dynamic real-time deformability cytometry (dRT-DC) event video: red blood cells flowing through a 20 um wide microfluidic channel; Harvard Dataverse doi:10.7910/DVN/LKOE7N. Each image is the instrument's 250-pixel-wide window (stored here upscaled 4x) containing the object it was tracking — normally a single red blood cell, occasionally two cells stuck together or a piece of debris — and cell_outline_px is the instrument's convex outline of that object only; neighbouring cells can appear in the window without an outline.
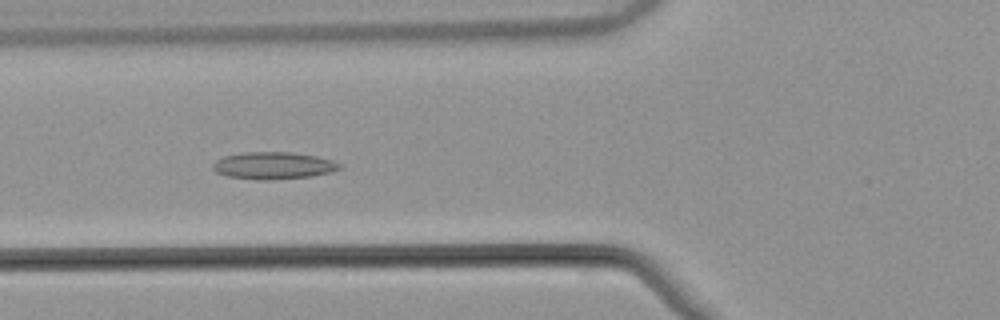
{"species": "common noctule bat (a hibernating species)", "species_latin": "Nyctalus noctula", "temperature_condition": "warm", "stored_images_in_passage": 54, "camera_frame_rate_fps": 3000, "um_per_image_px": 0.085, "animal": {"sex": "male", "body_mass_g": 21.5, "forearm_length_mm": 52.0}, "frame": {"image": 1, "passage_image": 21, "time_ms": 6.667, "image_size_px": [1000, 320], "cell_outline_px": [[344, 164], [340, 168], [332, 172], [312, 176], [268, 180], [260, 180], [228, 176], [216, 172], [212, 168], [212, 164], [216, 160], [224, 156], [244, 152], [288, 152], [316, 156], [332, 160]], "centroid_in_image_um": [23.25, 14.07], "position_along_channel_um": 102.5, "area_um2": 20.06}}
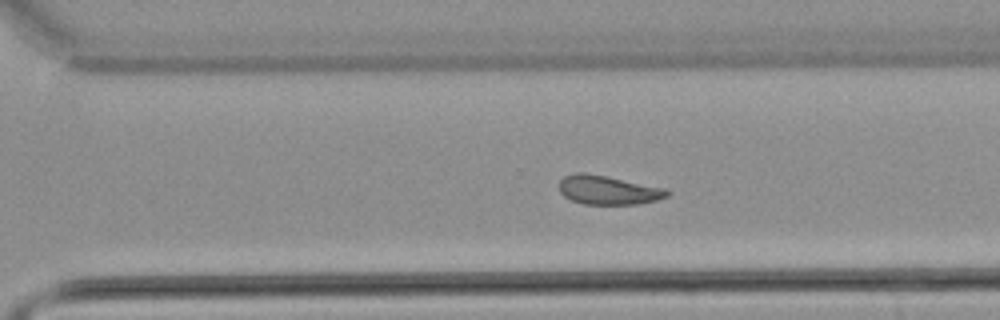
{"frame": {"image": 2, "passage_image": 38, "time_ms": 12.333, "image_size_px": [1000, 320], "cell_outline_px": [[672, 192], [668, 196], [656, 200], [640, 204], [584, 204], [572, 200], [564, 196], [560, 192], [560, 180], [564, 176], [576, 172], [584, 172], [664, 188]], "centroid_in_image_um": [51.68, 16.16], "position_along_channel_um": 318.9, "area_um2": 18.03}}
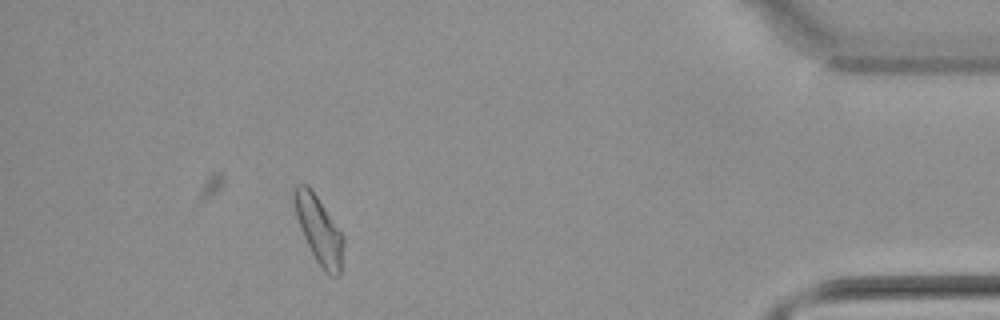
{"frame": {"image": 3, "passage_image": 49, "time_ms": 16.0, "image_size_px": [1000, 320], "cell_outline_px": [[344, 244], [340, 276], [328, 276], [324, 272], [316, 260], [300, 228], [296, 216], [292, 200], [292, 192], [296, 184], [308, 184], [344, 236]], "centroid_in_image_um": [27.1, 19.54], "position_along_channel_um": 408.1, "area_um2": 19.36}, "authors_computed_cell_mechanics": {"area_um2": 19.2185, "velocity_mm_per_s": 3.821, "shape_relaxation_time_tau1_ms": null, "shape_relaxation_time_tau2_ms": 6.9909, "deformation_change_tau1": null, "deformation_change_tau2": 0.1549}}